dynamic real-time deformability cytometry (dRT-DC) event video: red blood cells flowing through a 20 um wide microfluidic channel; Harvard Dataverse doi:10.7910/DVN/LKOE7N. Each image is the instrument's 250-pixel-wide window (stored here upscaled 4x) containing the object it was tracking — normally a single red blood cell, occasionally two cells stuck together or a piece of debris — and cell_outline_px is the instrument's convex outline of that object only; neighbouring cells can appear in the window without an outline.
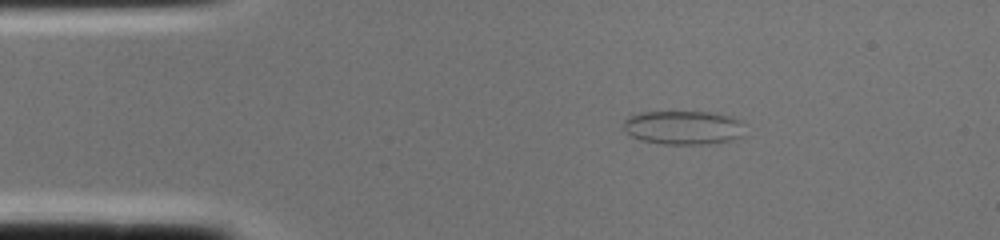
{"species": "common noctule bat (a hibernating species)", "species_latin": "Nyctalus noctula", "temperature_condition": "cold", "stored_images_in_passage": 1, "camera_frame_rate_fps": 3000, "um_per_image_px": 0.085, "animal": {"sex": "female", "body_mass_g": 22.0, "forearm_length_mm": 56.7}, "frame": {"image": 1, "passage_image": 1, "time_ms": 0.0, "image_size_px": [1000, 240], "cell_outline_px": [[744, 136], [732, 140], [708, 144], [664, 144], [640, 140], [628, 136], [624, 128], [624, 120], [628, 116], [636, 112], [712, 112], [732, 116], [744, 120]], "centroid_in_image_um": [58.11, 10.84], "position_along_channel_um": 26.9, "area_um2": 24.57}}